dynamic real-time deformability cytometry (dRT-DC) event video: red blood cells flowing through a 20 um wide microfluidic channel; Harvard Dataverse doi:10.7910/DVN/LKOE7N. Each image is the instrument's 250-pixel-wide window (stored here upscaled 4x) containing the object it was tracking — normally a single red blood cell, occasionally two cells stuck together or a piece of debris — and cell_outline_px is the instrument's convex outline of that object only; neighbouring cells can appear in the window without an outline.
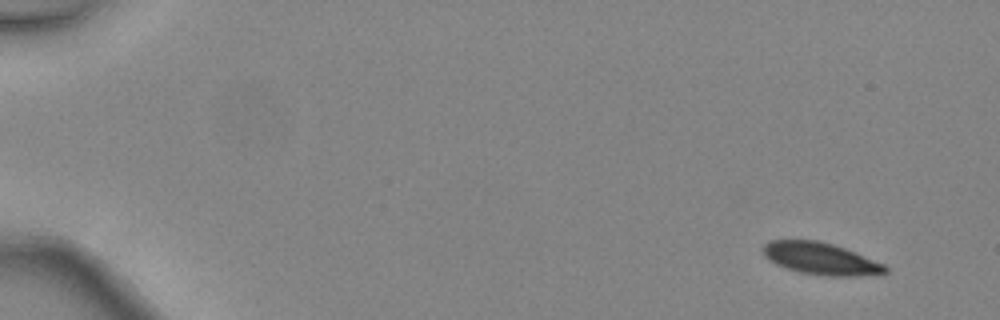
{"species": "common noctule bat (a hibernating species)", "species_latin": "Nyctalus noctula", "temperature_condition": "warm", "stored_images_in_passage": 6, "segment_of_instrument_passage": [2, 2], "camera_frame_rate_fps": 3000, "um_per_image_px": 0.085, "animal": {"sex": "female", "body_mass_g": 24.6, "forearm_length_mm": 56.2}, "frame": {"image": 1, "passage_image": 6, "time_ms": 1.667, "image_size_px": [1000, 320], "cell_outline_px": [[888, 272], [860, 276], [824, 276], [800, 272], [776, 264], [768, 260], [764, 256], [760, 248], [768, 240], [816, 240], [832, 244], [844, 248], [884, 264], [888, 268]], "centroid_in_image_um": [69.71, 21.98], "position_along_channel_um": 15.3, "area_um2": 22.77}}